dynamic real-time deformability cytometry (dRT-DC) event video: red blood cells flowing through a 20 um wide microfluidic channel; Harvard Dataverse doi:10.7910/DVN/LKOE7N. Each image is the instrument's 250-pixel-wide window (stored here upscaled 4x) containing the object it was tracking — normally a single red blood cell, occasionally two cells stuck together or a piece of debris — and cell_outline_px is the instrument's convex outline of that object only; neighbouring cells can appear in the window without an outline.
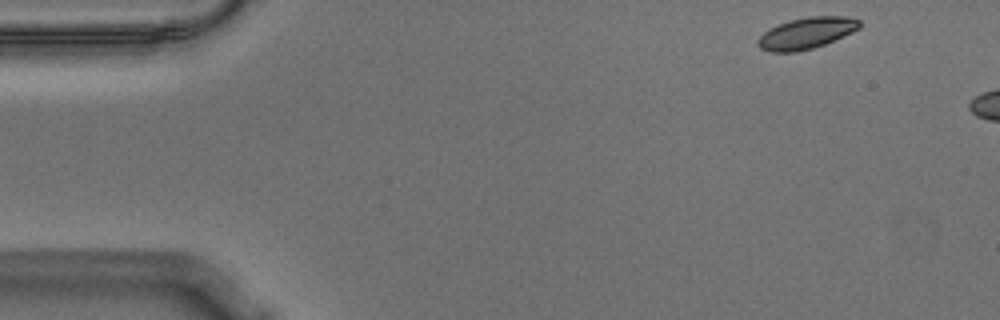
{"species": "Egyptian fruit bat (a non-hibernating species)", "species_latin": "Rousettus aegyptiacus", "temperature_condition": "warm", "stored_images_in_passage": 5, "camera_frame_rate_fps": 3000, "um_per_image_px": 0.085, "animal": {"sex": "male"}, "frame": {"image": 1, "passage_image": 1, "time_ms": 0.0, "image_size_px": [1000, 320], "cell_outline_px": [[860, 28], [852, 32], [824, 44], [812, 48], [796, 52], [772, 52], [760, 48], [756, 44], [756, 40], [768, 28], [792, 20], [808, 16], [848, 16], [860, 20]], "centroid_in_image_um": [68.53, 2.81], "position_along_channel_um": 16.5, "area_um2": 18.5}}